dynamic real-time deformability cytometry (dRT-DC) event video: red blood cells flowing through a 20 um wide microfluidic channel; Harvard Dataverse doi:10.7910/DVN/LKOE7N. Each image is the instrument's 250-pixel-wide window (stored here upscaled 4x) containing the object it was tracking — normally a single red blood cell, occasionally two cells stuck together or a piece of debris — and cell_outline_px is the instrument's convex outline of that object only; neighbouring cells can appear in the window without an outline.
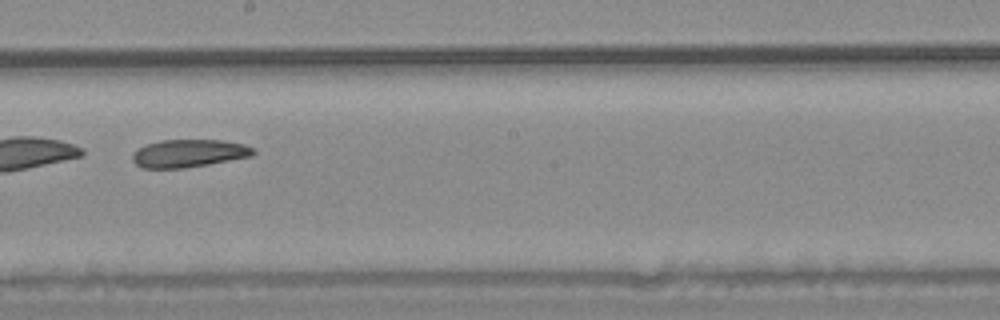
{"species": "common noctule bat (a hibernating species)", "species_latin": "Nyctalus noctula", "temperature_condition": "warm", "stored_images_in_passage": 53, "camera_frame_rate_fps": 3000, "um_per_image_px": 0.085, "animal": {"sex": "male", "body_mass_g": 20.4}, "frame": {"image": 1, "passage_image": 31, "time_ms": 10.0, "image_size_px": [1000, 320], "cell_outline_px": [[256, 152], [252, 156], [208, 164], [184, 168], [140, 168], [132, 160], [132, 152], [148, 144], [160, 140], [220, 140], [244, 144], [252, 148]], "centroid_in_image_um": [16.03, 13.04], "position_along_channel_um": 232.2, "area_um2": 19.48}}